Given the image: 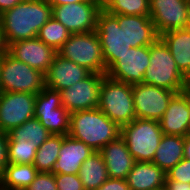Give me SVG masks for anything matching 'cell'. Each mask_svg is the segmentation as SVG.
Segmentation results:
<instances>
[{
	"mask_svg": "<svg viewBox=\"0 0 190 190\" xmlns=\"http://www.w3.org/2000/svg\"><path fill=\"white\" fill-rule=\"evenodd\" d=\"M99 153L106 164L108 177L117 179L127 178L135 160L121 136L105 145Z\"/></svg>",
	"mask_w": 190,
	"mask_h": 190,
	"instance_id": "cell-21",
	"label": "cell"
},
{
	"mask_svg": "<svg viewBox=\"0 0 190 190\" xmlns=\"http://www.w3.org/2000/svg\"><path fill=\"white\" fill-rule=\"evenodd\" d=\"M102 9L109 14L150 16L149 0H103Z\"/></svg>",
	"mask_w": 190,
	"mask_h": 190,
	"instance_id": "cell-29",
	"label": "cell"
},
{
	"mask_svg": "<svg viewBox=\"0 0 190 190\" xmlns=\"http://www.w3.org/2000/svg\"><path fill=\"white\" fill-rule=\"evenodd\" d=\"M149 10L158 35L189 27L187 0H149Z\"/></svg>",
	"mask_w": 190,
	"mask_h": 190,
	"instance_id": "cell-15",
	"label": "cell"
},
{
	"mask_svg": "<svg viewBox=\"0 0 190 190\" xmlns=\"http://www.w3.org/2000/svg\"><path fill=\"white\" fill-rule=\"evenodd\" d=\"M121 127L110 120L99 108L76 111L70 114L68 135L84 142L99 152L120 136Z\"/></svg>",
	"mask_w": 190,
	"mask_h": 190,
	"instance_id": "cell-2",
	"label": "cell"
},
{
	"mask_svg": "<svg viewBox=\"0 0 190 190\" xmlns=\"http://www.w3.org/2000/svg\"><path fill=\"white\" fill-rule=\"evenodd\" d=\"M7 52L44 75L57 54L56 50L38 37L11 43L8 45Z\"/></svg>",
	"mask_w": 190,
	"mask_h": 190,
	"instance_id": "cell-16",
	"label": "cell"
},
{
	"mask_svg": "<svg viewBox=\"0 0 190 190\" xmlns=\"http://www.w3.org/2000/svg\"><path fill=\"white\" fill-rule=\"evenodd\" d=\"M51 17L52 6L47 0H22L0 15V26L6 45L37 37Z\"/></svg>",
	"mask_w": 190,
	"mask_h": 190,
	"instance_id": "cell-1",
	"label": "cell"
},
{
	"mask_svg": "<svg viewBox=\"0 0 190 190\" xmlns=\"http://www.w3.org/2000/svg\"><path fill=\"white\" fill-rule=\"evenodd\" d=\"M57 53L91 73L106 74L102 47L96 31L71 34Z\"/></svg>",
	"mask_w": 190,
	"mask_h": 190,
	"instance_id": "cell-7",
	"label": "cell"
},
{
	"mask_svg": "<svg viewBox=\"0 0 190 190\" xmlns=\"http://www.w3.org/2000/svg\"><path fill=\"white\" fill-rule=\"evenodd\" d=\"M8 46L5 43V39L0 26V57L3 56L7 52Z\"/></svg>",
	"mask_w": 190,
	"mask_h": 190,
	"instance_id": "cell-41",
	"label": "cell"
},
{
	"mask_svg": "<svg viewBox=\"0 0 190 190\" xmlns=\"http://www.w3.org/2000/svg\"><path fill=\"white\" fill-rule=\"evenodd\" d=\"M85 0H47V2L53 7V6H61L64 4H71V3H78Z\"/></svg>",
	"mask_w": 190,
	"mask_h": 190,
	"instance_id": "cell-39",
	"label": "cell"
},
{
	"mask_svg": "<svg viewBox=\"0 0 190 190\" xmlns=\"http://www.w3.org/2000/svg\"><path fill=\"white\" fill-rule=\"evenodd\" d=\"M36 94L0 92V131L9 133L35 117Z\"/></svg>",
	"mask_w": 190,
	"mask_h": 190,
	"instance_id": "cell-11",
	"label": "cell"
},
{
	"mask_svg": "<svg viewBox=\"0 0 190 190\" xmlns=\"http://www.w3.org/2000/svg\"><path fill=\"white\" fill-rule=\"evenodd\" d=\"M95 31L100 40L107 71L122 54L132 47L127 42L125 30L120 29L118 19L103 9L98 14Z\"/></svg>",
	"mask_w": 190,
	"mask_h": 190,
	"instance_id": "cell-10",
	"label": "cell"
},
{
	"mask_svg": "<svg viewBox=\"0 0 190 190\" xmlns=\"http://www.w3.org/2000/svg\"><path fill=\"white\" fill-rule=\"evenodd\" d=\"M184 137L163 134L152 160L165 173L184 158Z\"/></svg>",
	"mask_w": 190,
	"mask_h": 190,
	"instance_id": "cell-24",
	"label": "cell"
},
{
	"mask_svg": "<svg viewBox=\"0 0 190 190\" xmlns=\"http://www.w3.org/2000/svg\"><path fill=\"white\" fill-rule=\"evenodd\" d=\"M187 14H188V21H189V27H190V0H187Z\"/></svg>",
	"mask_w": 190,
	"mask_h": 190,
	"instance_id": "cell-42",
	"label": "cell"
},
{
	"mask_svg": "<svg viewBox=\"0 0 190 190\" xmlns=\"http://www.w3.org/2000/svg\"><path fill=\"white\" fill-rule=\"evenodd\" d=\"M63 142V135H54L44 141L37 149L33 165L38 172H53L59 151Z\"/></svg>",
	"mask_w": 190,
	"mask_h": 190,
	"instance_id": "cell-27",
	"label": "cell"
},
{
	"mask_svg": "<svg viewBox=\"0 0 190 190\" xmlns=\"http://www.w3.org/2000/svg\"><path fill=\"white\" fill-rule=\"evenodd\" d=\"M90 74L91 72L86 68L77 65L57 53L53 63L49 66L45 74V86L61 91L75 85Z\"/></svg>",
	"mask_w": 190,
	"mask_h": 190,
	"instance_id": "cell-18",
	"label": "cell"
},
{
	"mask_svg": "<svg viewBox=\"0 0 190 190\" xmlns=\"http://www.w3.org/2000/svg\"><path fill=\"white\" fill-rule=\"evenodd\" d=\"M58 190H85L78 174L54 173Z\"/></svg>",
	"mask_w": 190,
	"mask_h": 190,
	"instance_id": "cell-33",
	"label": "cell"
},
{
	"mask_svg": "<svg viewBox=\"0 0 190 190\" xmlns=\"http://www.w3.org/2000/svg\"><path fill=\"white\" fill-rule=\"evenodd\" d=\"M96 190H130L126 179L108 178Z\"/></svg>",
	"mask_w": 190,
	"mask_h": 190,
	"instance_id": "cell-35",
	"label": "cell"
},
{
	"mask_svg": "<svg viewBox=\"0 0 190 190\" xmlns=\"http://www.w3.org/2000/svg\"><path fill=\"white\" fill-rule=\"evenodd\" d=\"M37 145L32 143L15 142L7 134V162L11 164H33Z\"/></svg>",
	"mask_w": 190,
	"mask_h": 190,
	"instance_id": "cell-31",
	"label": "cell"
},
{
	"mask_svg": "<svg viewBox=\"0 0 190 190\" xmlns=\"http://www.w3.org/2000/svg\"><path fill=\"white\" fill-rule=\"evenodd\" d=\"M163 134L185 137L190 133V110L187 104V87L176 93L159 120Z\"/></svg>",
	"mask_w": 190,
	"mask_h": 190,
	"instance_id": "cell-17",
	"label": "cell"
},
{
	"mask_svg": "<svg viewBox=\"0 0 190 190\" xmlns=\"http://www.w3.org/2000/svg\"><path fill=\"white\" fill-rule=\"evenodd\" d=\"M71 33L59 21L51 17L40 29L37 37L46 45L58 50L69 39Z\"/></svg>",
	"mask_w": 190,
	"mask_h": 190,
	"instance_id": "cell-30",
	"label": "cell"
},
{
	"mask_svg": "<svg viewBox=\"0 0 190 190\" xmlns=\"http://www.w3.org/2000/svg\"><path fill=\"white\" fill-rule=\"evenodd\" d=\"M38 173L33 164L8 163L0 177V190H24Z\"/></svg>",
	"mask_w": 190,
	"mask_h": 190,
	"instance_id": "cell-25",
	"label": "cell"
},
{
	"mask_svg": "<svg viewBox=\"0 0 190 190\" xmlns=\"http://www.w3.org/2000/svg\"><path fill=\"white\" fill-rule=\"evenodd\" d=\"M15 142L34 143L39 147L51 133L39 122L36 117L27 120L22 125L13 128L7 133Z\"/></svg>",
	"mask_w": 190,
	"mask_h": 190,
	"instance_id": "cell-28",
	"label": "cell"
},
{
	"mask_svg": "<svg viewBox=\"0 0 190 190\" xmlns=\"http://www.w3.org/2000/svg\"><path fill=\"white\" fill-rule=\"evenodd\" d=\"M102 10V2L85 0L78 3L52 7V17L59 21L71 34L96 30L97 17Z\"/></svg>",
	"mask_w": 190,
	"mask_h": 190,
	"instance_id": "cell-9",
	"label": "cell"
},
{
	"mask_svg": "<svg viewBox=\"0 0 190 190\" xmlns=\"http://www.w3.org/2000/svg\"><path fill=\"white\" fill-rule=\"evenodd\" d=\"M78 175L85 190H96L109 178L106 164L99 152H94L83 162Z\"/></svg>",
	"mask_w": 190,
	"mask_h": 190,
	"instance_id": "cell-26",
	"label": "cell"
},
{
	"mask_svg": "<svg viewBox=\"0 0 190 190\" xmlns=\"http://www.w3.org/2000/svg\"><path fill=\"white\" fill-rule=\"evenodd\" d=\"M132 94L136 118L159 121L176 92L139 83L132 85Z\"/></svg>",
	"mask_w": 190,
	"mask_h": 190,
	"instance_id": "cell-12",
	"label": "cell"
},
{
	"mask_svg": "<svg viewBox=\"0 0 190 190\" xmlns=\"http://www.w3.org/2000/svg\"><path fill=\"white\" fill-rule=\"evenodd\" d=\"M120 136L135 162H152L163 132L159 121L135 118L121 127Z\"/></svg>",
	"mask_w": 190,
	"mask_h": 190,
	"instance_id": "cell-5",
	"label": "cell"
},
{
	"mask_svg": "<svg viewBox=\"0 0 190 190\" xmlns=\"http://www.w3.org/2000/svg\"><path fill=\"white\" fill-rule=\"evenodd\" d=\"M150 65V46L129 48L106 71L109 78L127 84L143 83V76Z\"/></svg>",
	"mask_w": 190,
	"mask_h": 190,
	"instance_id": "cell-13",
	"label": "cell"
},
{
	"mask_svg": "<svg viewBox=\"0 0 190 190\" xmlns=\"http://www.w3.org/2000/svg\"><path fill=\"white\" fill-rule=\"evenodd\" d=\"M24 190H58L53 172H39Z\"/></svg>",
	"mask_w": 190,
	"mask_h": 190,
	"instance_id": "cell-34",
	"label": "cell"
},
{
	"mask_svg": "<svg viewBox=\"0 0 190 190\" xmlns=\"http://www.w3.org/2000/svg\"><path fill=\"white\" fill-rule=\"evenodd\" d=\"M21 1L22 0H0V15L6 10L13 8Z\"/></svg>",
	"mask_w": 190,
	"mask_h": 190,
	"instance_id": "cell-38",
	"label": "cell"
},
{
	"mask_svg": "<svg viewBox=\"0 0 190 190\" xmlns=\"http://www.w3.org/2000/svg\"><path fill=\"white\" fill-rule=\"evenodd\" d=\"M166 180L190 183V160L183 158L166 172Z\"/></svg>",
	"mask_w": 190,
	"mask_h": 190,
	"instance_id": "cell-32",
	"label": "cell"
},
{
	"mask_svg": "<svg viewBox=\"0 0 190 190\" xmlns=\"http://www.w3.org/2000/svg\"><path fill=\"white\" fill-rule=\"evenodd\" d=\"M188 89H190V76L187 78V86Z\"/></svg>",
	"mask_w": 190,
	"mask_h": 190,
	"instance_id": "cell-44",
	"label": "cell"
},
{
	"mask_svg": "<svg viewBox=\"0 0 190 190\" xmlns=\"http://www.w3.org/2000/svg\"><path fill=\"white\" fill-rule=\"evenodd\" d=\"M45 87V75L8 52L1 56L0 92L38 94Z\"/></svg>",
	"mask_w": 190,
	"mask_h": 190,
	"instance_id": "cell-6",
	"label": "cell"
},
{
	"mask_svg": "<svg viewBox=\"0 0 190 190\" xmlns=\"http://www.w3.org/2000/svg\"><path fill=\"white\" fill-rule=\"evenodd\" d=\"M164 190H190V183L165 180Z\"/></svg>",
	"mask_w": 190,
	"mask_h": 190,
	"instance_id": "cell-37",
	"label": "cell"
},
{
	"mask_svg": "<svg viewBox=\"0 0 190 190\" xmlns=\"http://www.w3.org/2000/svg\"><path fill=\"white\" fill-rule=\"evenodd\" d=\"M95 151L84 142L69 135L63 136V142L56 160L53 173L79 174L81 165Z\"/></svg>",
	"mask_w": 190,
	"mask_h": 190,
	"instance_id": "cell-20",
	"label": "cell"
},
{
	"mask_svg": "<svg viewBox=\"0 0 190 190\" xmlns=\"http://www.w3.org/2000/svg\"><path fill=\"white\" fill-rule=\"evenodd\" d=\"M105 74L91 73L75 85L61 90L62 106L71 114L98 108L100 85Z\"/></svg>",
	"mask_w": 190,
	"mask_h": 190,
	"instance_id": "cell-14",
	"label": "cell"
},
{
	"mask_svg": "<svg viewBox=\"0 0 190 190\" xmlns=\"http://www.w3.org/2000/svg\"><path fill=\"white\" fill-rule=\"evenodd\" d=\"M166 173L153 162L136 161L126 181L130 190H164Z\"/></svg>",
	"mask_w": 190,
	"mask_h": 190,
	"instance_id": "cell-22",
	"label": "cell"
},
{
	"mask_svg": "<svg viewBox=\"0 0 190 190\" xmlns=\"http://www.w3.org/2000/svg\"><path fill=\"white\" fill-rule=\"evenodd\" d=\"M184 158L190 160V134L184 137Z\"/></svg>",
	"mask_w": 190,
	"mask_h": 190,
	"instance_id": "cell-40",
	"label": "cell"
},
{
	"mask_svg": "<svg viewBox=\"0 0 190 190\" xmlns=\"http://www.w3.org/2000/svg\"><path fill=\"white\" fill-rule=\"evenodd\" d=\"M159 38L168 47L179 71L188 78L190 76V27L167 31Z\"/></svg>",
	"mask_w": 190,
	"mask_h": 190,
	"instance_id": "cell-23",
	"label": "cell"
},
{
	"mask_svg": "<svg viewBox=\"0 0 190 190\" xmlns=\"http://www.w3.org/2000/svg\"><path fill=\"white\" fill-rule=\"evenodd\" d=\"M35 117L54 135L66 136L70 130V113L62 106L60 91L44 87L35 99Z\"/></svg>",
	"mask_w": 190,
	"mask_h": 190,
	"instance_id": "cell-8",
	"label": "cell"
},
{
	"mask_svg": "<svg viewBox=\"0 0 190 190\" xmlns=\"http://www.w3.org/2000/svg\"><path fill=\"white\" fill-rule=\"evenodd\" d=\"M98 108L119 127L136 118L132 85L103 77Z\"/></svg>",
	"mask_w": 190,
	"mask_h": 190,
	"instance_id": "cell-4",
	"label": "cell"
},
{
	"mask_svg": "<svg viewBox=\"0 0 190 190\" xmlns=\"http://www.w3.org/2000/svg\"><path fill=\"white\" fill-rule=\"evenodd\" d=\"M187 104H188V107H189V110H190V89H188V88H187Z\"/></svg>",
	"mask_w": 190,
	"mask_h": 190,
	"instance_id": "cell-43",
	"label": "cell"
},
{
	"mask_svg": "<svg viewBox=\"0 0 190 190\" xmlns=\"http://www.w3.org/2000/svg\"><path fill=\"white\" fill-rule=\"evenodd\" d=\"M112 15L118 19L120 29L125 30L127 42L132 48L150 46L159 38L150 16Z\"/></svg>",
	"mask_w": 190,
	"mask_h": 190,
	"instance_id": "cell-19",
	"label": "cell"
},
{
	"mask_svg": "<svg viewBox=\"0 0 190 190\" xmlns=\"http://www.w3.org/2000/svg\"><path fill=\"white\" fill-rule=\"evenodd\" d=\"M143 83L176 93L187 86V78L179 71L168 47L160 38L150 45V65L143 76Z\"/></svg>",
	"mask_w": 190,
	"mask_h": 190,
	"instance_id": "cell-3",
	"label": "cell"
},
{
	"mask_svg": "<svg viewBox=\"0 0 190 190\" xmlns=\"http://www.w3.org/2000/svg\"><path fill=\"white\" fill-rule=\"evenodd\" d=\"M7 164V133L0 131V177Z\"/></svg>",
	"mask_w": 190,
	"mask_h": 190,
	"instance_id": "cell-36",
	"label": "cell"
}]
</instances>
